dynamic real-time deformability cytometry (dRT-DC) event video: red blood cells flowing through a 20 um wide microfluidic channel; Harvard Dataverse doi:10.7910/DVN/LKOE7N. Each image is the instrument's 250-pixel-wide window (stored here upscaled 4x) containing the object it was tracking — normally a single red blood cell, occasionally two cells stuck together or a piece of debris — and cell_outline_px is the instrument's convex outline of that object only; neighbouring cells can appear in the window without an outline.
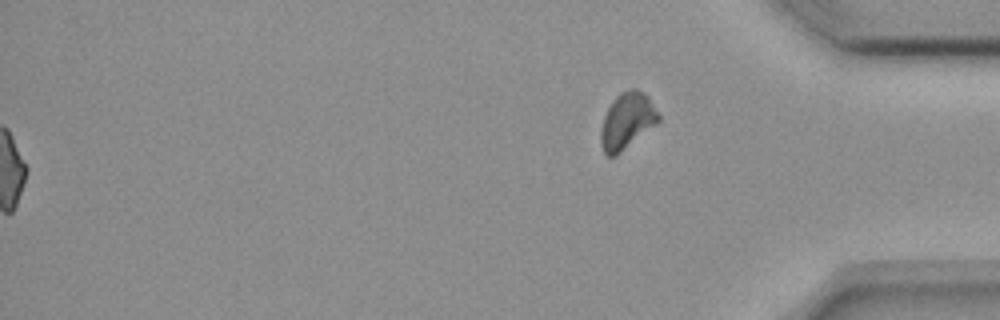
{"species": "common noctule bat (a hibernating species)", "species_latin": "Nyctalus noctula", "temperature_condition": "room temperature", "stored_images_in_passage": 56, "segment_of_instrument_passage": [2, 2], "camera_frame_rate_fps": 3000, "um_per_image_px": 0.085, "animal": {"sex": "female", "body_mass_g": 18.4}, "frame": {"image": 1, "passage_image": 56, "time_ms": 18.333, "image_size_px": [1000, 320], "cell_outline_px": [[660, 120], [616, 156], [608, 156], [604, 152], [600, 144], [600, 132], [604, 116], [612, 100], [620, 92], [628, 88], [636, 88], [644, 92], [648, 96], [660, 116]], "centroid_in_image_um": [53.28, 10.25], "position_along_channel_um": 381.9, "area_um2": 18.84}}